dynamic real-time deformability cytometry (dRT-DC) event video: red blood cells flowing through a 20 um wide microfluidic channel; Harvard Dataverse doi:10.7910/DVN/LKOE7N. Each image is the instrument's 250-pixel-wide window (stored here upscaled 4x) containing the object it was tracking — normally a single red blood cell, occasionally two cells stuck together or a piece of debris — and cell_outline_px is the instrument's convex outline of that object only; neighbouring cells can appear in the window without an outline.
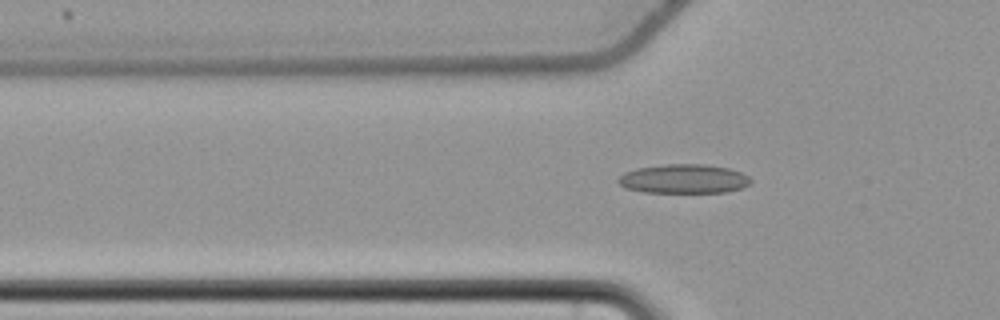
{"species": "common noctule bat (a hibernating species)", "species_latin": "Nyctalus noctula", "temperature_condition": "cold", "stored_images_in_passage": 51, "camera_frame_rate_fps": 3000, "um_per_image_px": 0.085, "animal": {"sex": "female", "body_mass_g": 22.7, "forearm_length_mm": 54.2}, "frame": {"image": 1, "passage_image": 19, "time_ms": 6.0, "image_size_px": [1000, 320], "cell_outline_px": [[752, 180], [748, 184], [740, 188], [728, 192], [644, 192], [624, 188], [616, 180], [624, 172], [636, 168], [664, 164], [704, 164], [728, 168], [740, 172], [748, 176]], "centroid_in_image_um": [58.08, 15.2], "position_along_channel_um": 67.7, "area_um2": 22.48}}
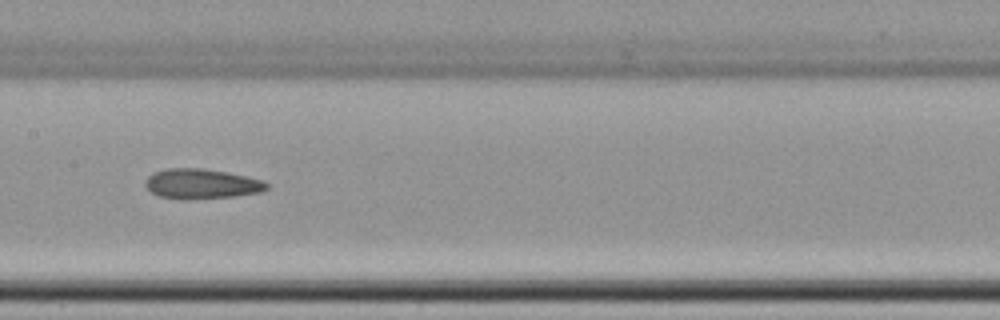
{"frame": {"image": 2, "passage_image": 29, "time_ms": 9.333, "image_size_px": [1000, 320], "cell_outline_px": [[268, 188], [260, 192], [236, 196], [188, 200], [180, 200], [160, 196], [152, 192], [144, 184], [148, 176], [152, 172], [168, 168], [200, 168], [224, 172], [264, 180], [268, 184]], "centroid_in_image_um": [17.11, 15.64], "position_along_channel_um": 190.3, "area_um2": 21.21}}
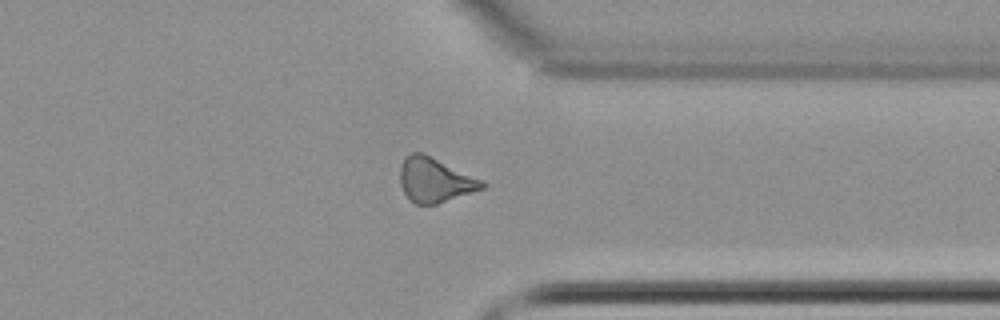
{"frame": {"image": 3, "passage_image": 44, "time_ms": 14.333, "image_size_px": [1000, 320], "cell_outline_px": [[488, 184], [484, 188], [436, 204], [416, 204], [408, 200], [400, 184], [400, 164], [404, 156], [412, 152], [420, 152], [484, 180]], "centroid_in_image_um": [36.94, 15.3], "position_along_channel_um": 374.5, "area_um2": 21.27}}